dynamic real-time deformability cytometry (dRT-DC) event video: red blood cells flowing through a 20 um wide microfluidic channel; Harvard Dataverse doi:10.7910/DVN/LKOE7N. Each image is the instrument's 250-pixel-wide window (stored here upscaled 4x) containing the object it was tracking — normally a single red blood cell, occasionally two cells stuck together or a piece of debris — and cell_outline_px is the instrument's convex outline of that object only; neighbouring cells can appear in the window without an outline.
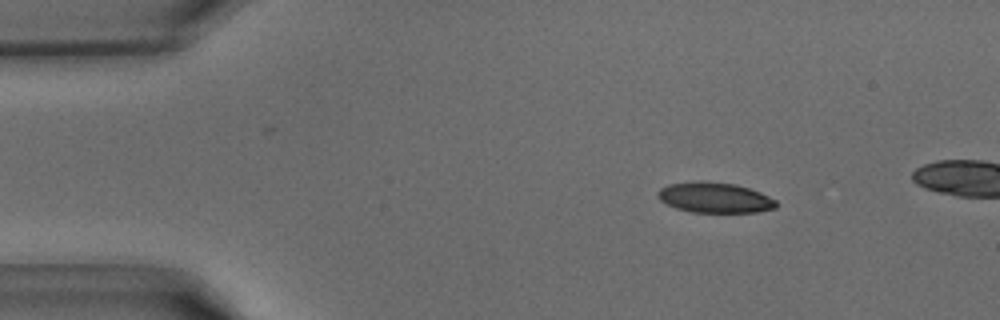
{"species": "common noctule bat (a hibernating species)", "species_latin": "Nyctalus noctula", "temperature_condition": "warm", "stored_images_in_passage": 8, "camera_frame_rate_fps": 3000, "um_per_image_px": 0.085, "animal": {"sex": "male", "body_mass_g": 15.6}, "frame": {"image": 1, "passage_image": 2, "time_ms": 0.333, "image_size_px": [1000, 320], "cell_outline_px": [[776, 208], [756, 212], [692, 212], [676, 208], [660, 200], [656, 196], [656, 192], [660, 188], [668, 184], [696, 180], [708, 180], [736, 184], [760, 192], [776, 200]], "centroid_in_image_um": [60.71, 16.77], "position_along_channel_um": 24.3, "area_um2": 21.21}}